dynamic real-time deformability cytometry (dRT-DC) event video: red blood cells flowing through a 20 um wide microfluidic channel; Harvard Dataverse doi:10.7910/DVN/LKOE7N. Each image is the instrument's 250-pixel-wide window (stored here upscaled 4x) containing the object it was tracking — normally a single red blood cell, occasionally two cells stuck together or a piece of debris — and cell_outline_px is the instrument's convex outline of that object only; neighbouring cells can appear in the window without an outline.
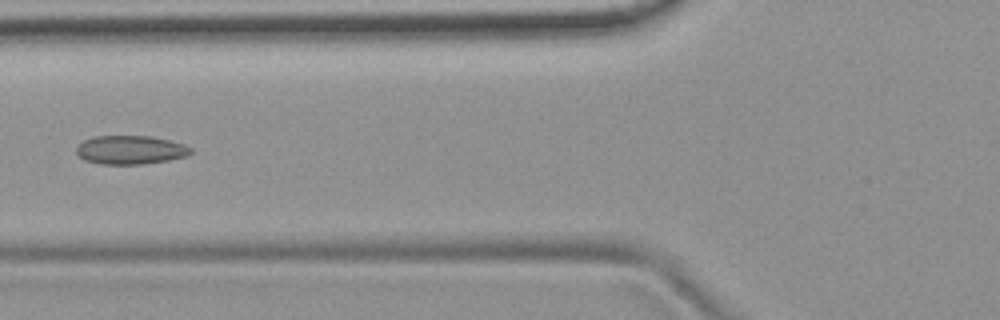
{"species": "common noctule bat (a hibernating species)", "species_latin": "Nyctalus noctula", "temperature_condition": "room temperature", "stored_images_in_passage": 6, "camera_frame_rate_fps": 3000, "um_per_image_px": 0.085, "animal": {"sex": "female", "body_mass_g": 19.9}, "frame": {"image": 1, "passage_image": 6, "time_ms": 1.667, "image_size_px": [1000, 320], "cell_outline_px": [[192, 152], [188, 156], [168, 160], [144, 164], [100, 164], [84, 160], [76, 152], [76, 148], [84, 140], [92, 136], [152, 136], [184, 144], [192, 148]], "centroid_in_image_um": [11.1, 12.74], "position_along_channel_um": 114.7, "area_um2": 19.19}}